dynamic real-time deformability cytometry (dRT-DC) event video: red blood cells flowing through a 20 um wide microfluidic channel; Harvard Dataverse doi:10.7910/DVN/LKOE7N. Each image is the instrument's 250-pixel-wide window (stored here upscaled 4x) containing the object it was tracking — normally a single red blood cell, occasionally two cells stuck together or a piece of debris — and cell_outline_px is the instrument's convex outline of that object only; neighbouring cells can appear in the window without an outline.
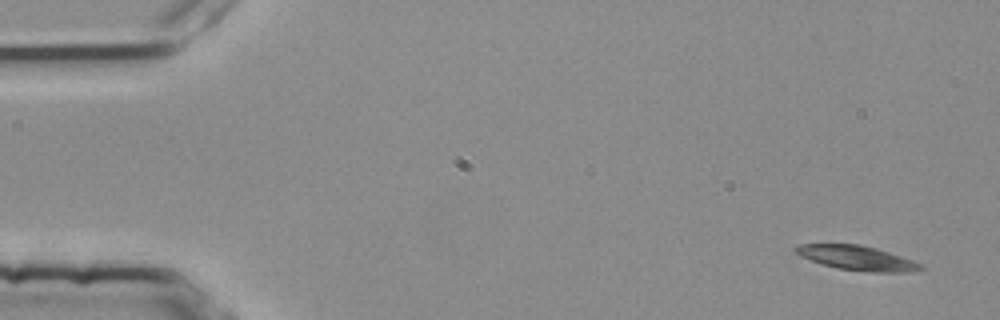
{"species": "common noctule bat (a hibernating species)", "species_latin": "Nyctalus noctula", "temperature_condition": "room temperature", "stored_images_in_passage": 4, "camera_frame_rate_fps": 3000, "um_per_image_px": 0.085, "animal": {"sex": "female", "body_mass_g": 25.1}, "frame": {"image": 1, "passage_image": 1, "time_ms": 0.0, "image_size_px": [1000, 320], "cell_outline_px": [[924, 268], [912, 272], [868, 272], [836, 268], [800, 256], [792, 252], [792, 248], [800, 244], [860, 244], [876, 248], [924, 264]], "centroid_in_image_um": [72.83, 21.92], "position_along_channel_um": 12.2, "area_um2": 17.92}}
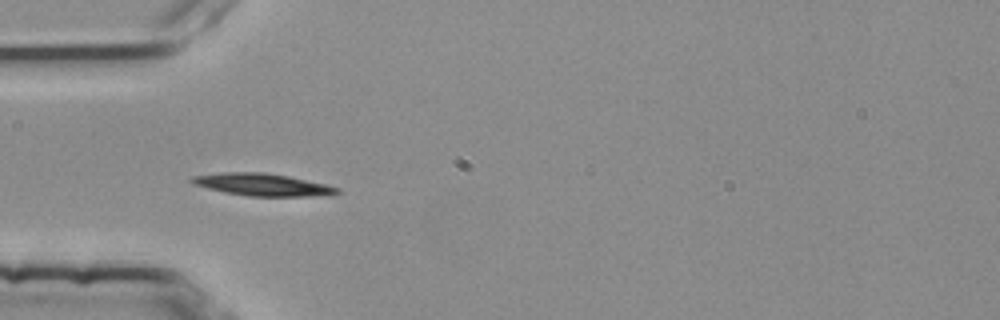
{"frame": {"image": 2, "passage_image": 3, "time_ms": 0.667, "image_size_px": [1000, 320], "cell_outline_px": [[340, 192], [308, 196], [248, 196], [208, 188], [192, 184], [188, 180], [192, 176], [220, 172], [264, 172], [288, 176], [324, 184], [340, 188]], "centroid_in_image_um": [22.22, 15.68], "position_along_channel_um": 62.8, "area_um2": 18.55}}